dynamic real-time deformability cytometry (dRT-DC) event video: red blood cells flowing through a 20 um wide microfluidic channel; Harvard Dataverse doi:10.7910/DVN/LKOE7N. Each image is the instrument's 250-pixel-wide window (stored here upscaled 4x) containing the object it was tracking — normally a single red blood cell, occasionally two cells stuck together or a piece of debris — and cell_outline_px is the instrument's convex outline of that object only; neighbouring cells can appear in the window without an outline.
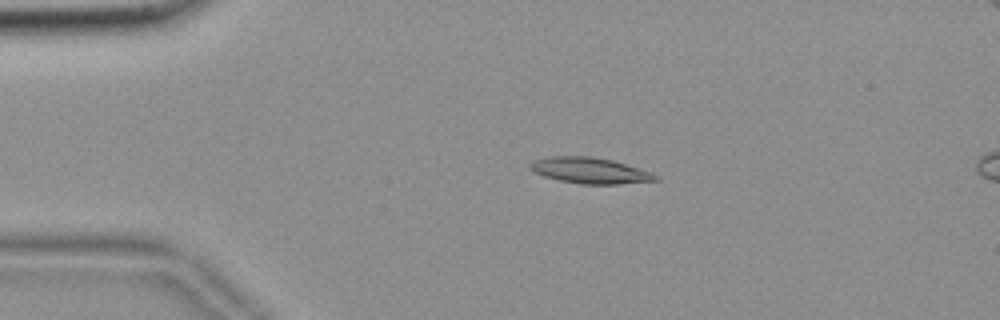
{"species": "common noctule bat (a hibernating species)", "species_latin": "Nyctalus noctula", "temperature_condition": "room temperature", "stored_images_in_passage": 56, "camera_frame_rate_fps": 3000, "um_per_image_px": 0.085, "animal": {"sex": "female", "body_mass_g": 18.4}, "frame": {"image": 1, "passage_image": 12, "time_ms": 3.667, "image_size_px": [1000, 320], "cell_outline_px": [[660, 180], [620, 184], [580, 184], [560, 180], [544, 176], [532, 172], [528, 168], [528, 164], [532, 160], [548, 156], [592, 156], [612, 160], [652, 172], [660, 176]], "centroid_in_image_um": [50.12, 14.49], "position_along_channel_um": 34.9, "area_um2": 19.25}}
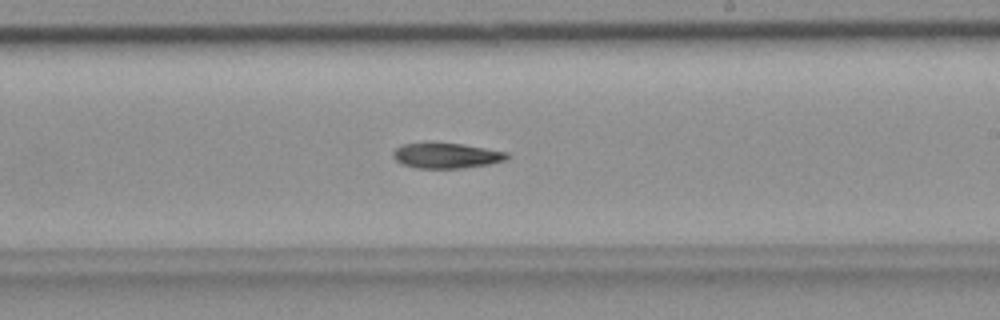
{"frame": {"image": 2, "passage_image": 33, "time_ms": 10.667, "image_size_px": [1000, 320], "cell_outline_px": [[508, 156], [504, 160], [488, 164], [464, 168], [416, 168], [400, 164], [392, 156], [392, 152], [396, 148], [404, 144], [460, 144], [508, 152]], "centroid_in_image_um": [37.91, 13.25], "position_along_channel_um": 251.1, "area_um2": 16.42}}
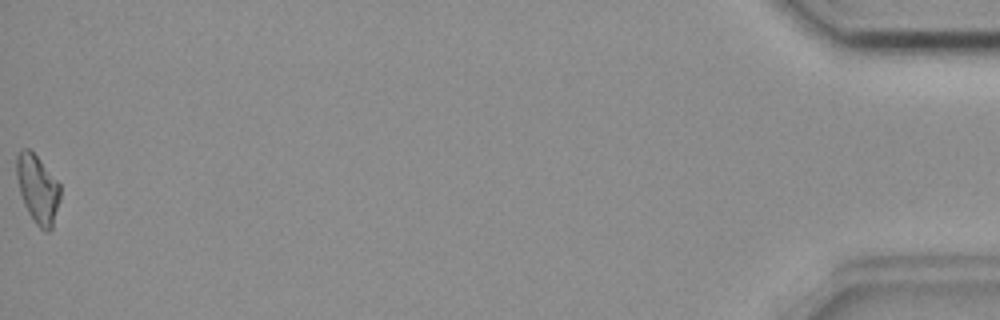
{"frame": {"image": 3, "passage_image": 56, "time_ms": 18.333, "image_size_px": [1000, 320], "cell_outline_px": [[60, 200], [52, 228], [48, 232], [44, 232], [36, 224], [28, 212], [24, 204], [20, 192], [16, 176], [16, 156], [24, 148], [28, 148], [40, 160], [60, 184]], "centroid_in_image_um": [3.2, 16.09], "position_along_channel_um": 432.0, "area_um2": 17.28}}